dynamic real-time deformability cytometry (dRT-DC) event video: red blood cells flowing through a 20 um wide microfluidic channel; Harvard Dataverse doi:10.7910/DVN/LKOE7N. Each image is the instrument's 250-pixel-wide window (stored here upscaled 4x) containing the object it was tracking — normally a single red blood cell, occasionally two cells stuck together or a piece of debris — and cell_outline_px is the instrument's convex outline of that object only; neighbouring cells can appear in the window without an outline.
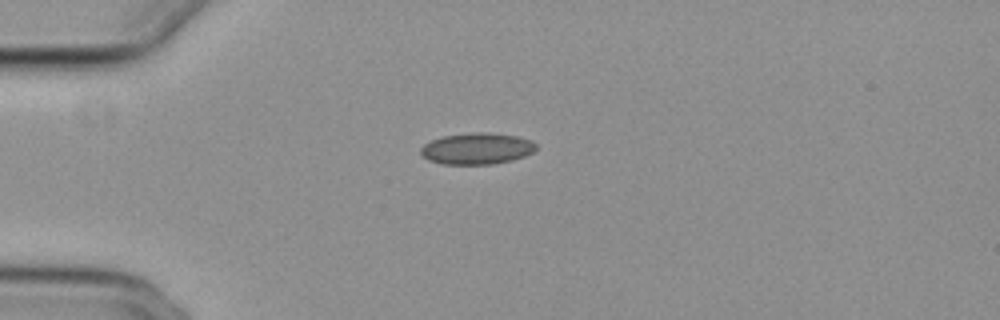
{"species": "common noctule bat (a hibernating species)", "species_latin": "Nyctalus noctula", "temperature_condition": "cold", "stored_images_in_passage": 12, "camera_frame_rate_fps": 3000, "um_per_image_px": 0.085, "animal": {"sex": "female", "body_mass_g": 29.2, "forearm_length_mm": 56.3}, "frame": {"image": 1, "passage_image": 1, "time_ms": 0.0, "image_size_px": [1000, 320], "cell_outline_px": [[536, 148], [532, 152], [524, 156], [512, 160], [492, 164], [444, 164], [428, 160], [420, 152], [420, 148], [424, 144], [432, 140], [444, 136], [476, 132], [488, 132], [516, 136], [532, 140], [536, 144]], "centroid_in_image_um": [40.54, 12.63], "position_along_channel_um": 44.5, "area_um2": 20.98}}
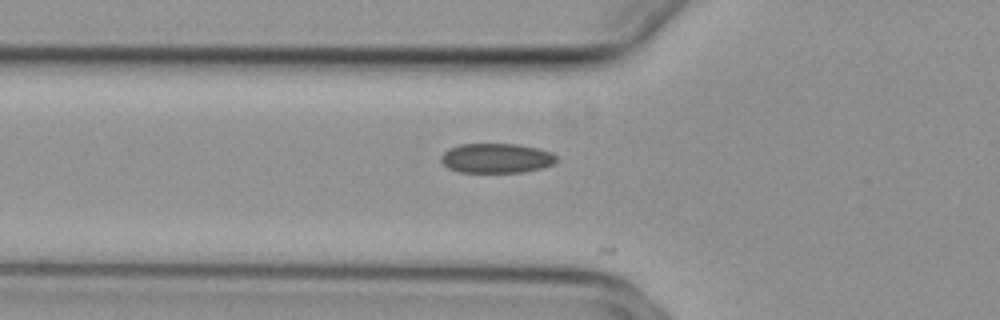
{"frame": {"image": 2, "passage_image": 6, "time_ms": 1.667, "image_size_px": [1000, 320], "cell_outline_px": [[556, 160], [552, 164], [540, 168], [524, 172], [460, 172], [448, 168], [440, 160], [440, 156], [448, 148], [460, 144], [516, 144], [536, 148], [552, 152], [556, 156]], "centroid_in_image_um": [42.15, 13.44], "position_along_channel_um": 83.6, "area_um2": 19.88}}
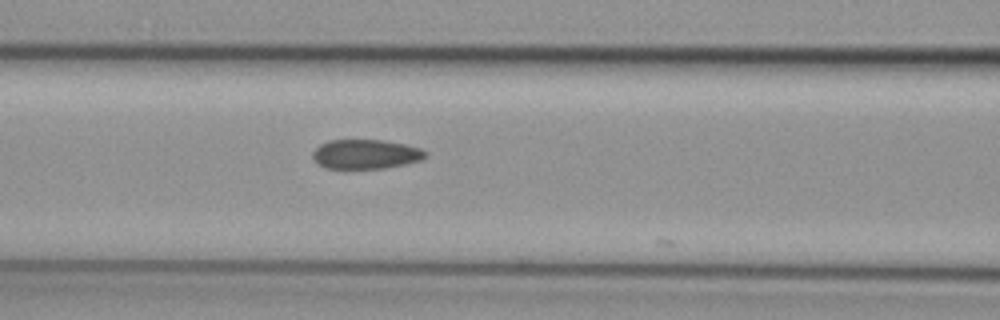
{"frame": {"image": 3, "passage_image": 10, "time_ms": 3.0, "image_size_px": [1000, 320], "cell_outline_px": [[428, 156], [420, 160], [404, 164], [384, 168], [344, 172], [328, 168], [320, 164], [312, 156], [312, 152], [320, 144], [328, 140], [384, 140], [404, 144], [420, 148], [428, 152]], "centroid_in_image_um": [31.06, 13.14], "position_along_channel_um": 135.5, "area_um2": 20.0}}